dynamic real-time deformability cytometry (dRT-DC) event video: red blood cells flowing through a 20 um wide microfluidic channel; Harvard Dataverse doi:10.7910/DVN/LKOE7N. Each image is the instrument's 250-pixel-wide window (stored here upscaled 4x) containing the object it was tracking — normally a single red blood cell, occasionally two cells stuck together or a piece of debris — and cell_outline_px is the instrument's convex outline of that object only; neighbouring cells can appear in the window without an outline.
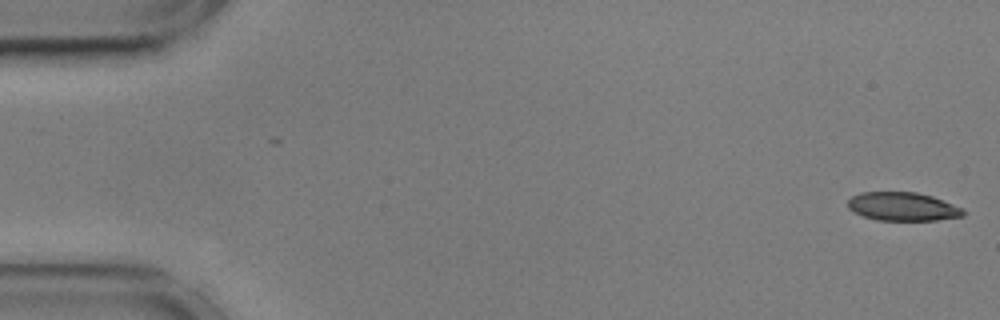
{"species": "common noctule bat (a hibernating species)", "species_latin": "Nyctalus noctula", "temperature_condition": "cold", "stored_images_in_passage": 17, "camera_frame_rate_fps": 3000, "um_per_image_px": 0.085, "animal": {"sex": "male", "body_mass_g": 17.9, "forearm_length_mm": 54.2}, "frame": {"image": 1, "passage_image": 1, "time_ms": 0.0, "image_size_px": [1000, 320], "cell_outline_px": [[968, 212], [964, 216], [936, 220], [876, 220], [864, 216], [848, 208], [848, 200], [852, 196], [860, 192], [916, 192], [932, 196], [964, 208]], "centroid_in_image_um": [76.78, 17.55], "position_along_channel_um": 8.2, "area_um2": 19.25}}
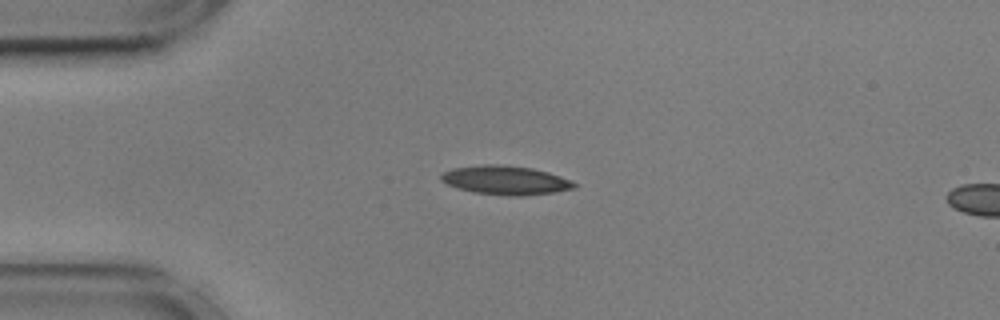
{"frame": {"image": 2, "passage_image": 13, "time_ms": 4.0, "image_size_px": [1000, 320], "cell_outline_px": [[576, 188], [556, 192], [524, 196], [508, 196], [476, 192], [456, 188], [440, 180], [440, 176], [444, 172], [452, 168], [484, 164], [500, 164], [532, 168], [548, 172], [572, 180], [576, 184]], "centroid_in_image_um": [42.99, 15.32], "position_along_channel_um": 42.0, "area_um2": 22.54}}